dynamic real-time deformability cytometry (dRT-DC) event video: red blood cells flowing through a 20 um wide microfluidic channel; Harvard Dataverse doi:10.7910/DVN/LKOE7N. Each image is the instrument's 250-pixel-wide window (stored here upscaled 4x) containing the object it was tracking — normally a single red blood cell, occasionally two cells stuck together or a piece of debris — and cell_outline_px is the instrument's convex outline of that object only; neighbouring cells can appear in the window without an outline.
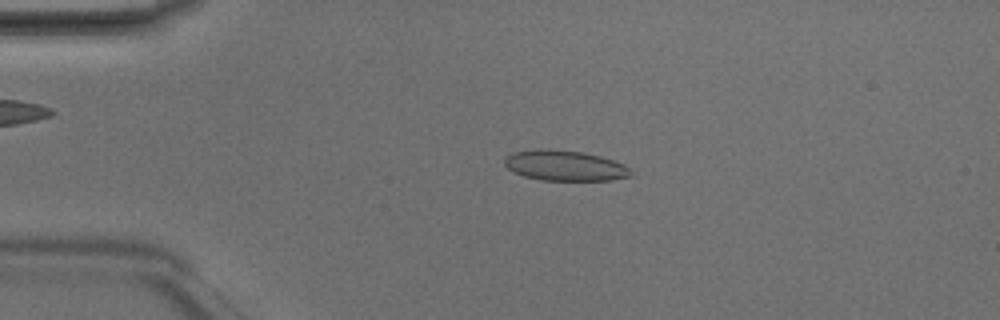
{"species": "Egyptian fruit bat (a non-hibernating species)", "species_latin": "Rousettus aegyptiacus", "temperature_condition": "room temperature", "stored_images_in_passage": 3, "camera_frame_rate_fps": 3000, "um_per_image_px": 0.085, "animal": {"sex": "male"}, "frame": {"image": 1, "passage_image": 3, "time_ms": 0.667, "image_size_px": [1000, 320], "cell_outline_px": [[632, 176], [612, 180], [540, 180], [524, 176], [512, 172], [504, 164], [504, 160], [512, 152], [536, 148], [544, 148], [584, 152], [600, 156], [624, 164], [628, 168]], "centroid_in_image_um": [47.97, 14.07], "position_along_channel_um": 37.0, "area_um2": 22.48}}